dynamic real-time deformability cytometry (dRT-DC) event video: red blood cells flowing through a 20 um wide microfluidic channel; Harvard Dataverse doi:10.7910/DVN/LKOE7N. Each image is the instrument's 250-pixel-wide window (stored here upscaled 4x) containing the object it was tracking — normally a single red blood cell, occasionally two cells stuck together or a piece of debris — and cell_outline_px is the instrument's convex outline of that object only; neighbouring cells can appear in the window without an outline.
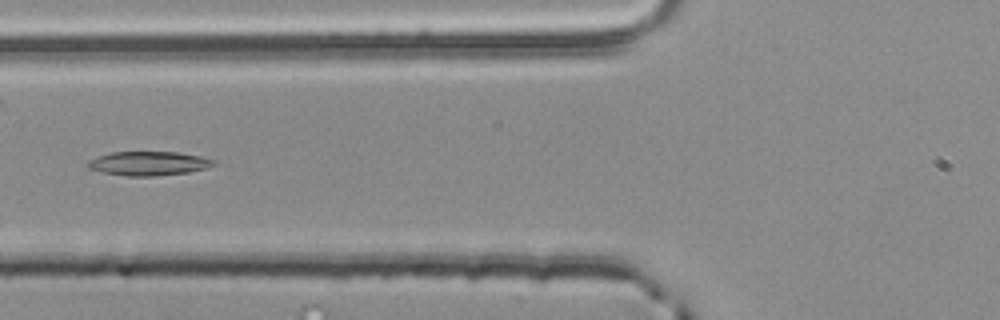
{"species": "common noctule bat (a hibernating species)", "species_latin": "Nyctalus noctula", "temperature_condition": "room temperature", "stored_images_in_passage": 39, "camera_frame_rate_fps": 3000, "um_per_image_px": 0.085, "animal": {"sex": "male", "body_mass_g": 20.4}, "frame": {"image": 1, "passage_image": 6, "time_ms": 1.667, "image_size_px": [1000, 320], "cell_outline_px": [[216, 164], [208, 168], [188, 172], [152, 176], [128, 176], [104, 172], [88, 168], [88, 160], [112, 152], [176, 152], [200, 156], [216, 160]], "centroid_in_image_um": [12.68, 13.89], "position_along_channel_um": 113.1, "area_um2": 17.46}}
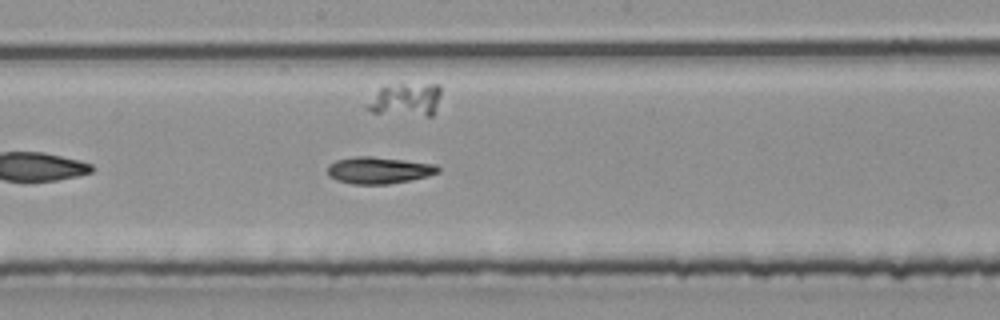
{"frame": {"image": 2, "passage_image": 14, "time_ms": 4.333, "image_size_px": [1000, 320], "cell_outline_px": [[440, 172], [428, 176], [388, 184], [352, 184], [336, 180], [328, 176], [328, 164], [336, 160], [356, 156], [372, 156], [436, 164], [440, 168]], "centroid_in_image_um": [32.18, 14.47], "position_along_channel_um": 216.0, "area_um2": 17.28}}
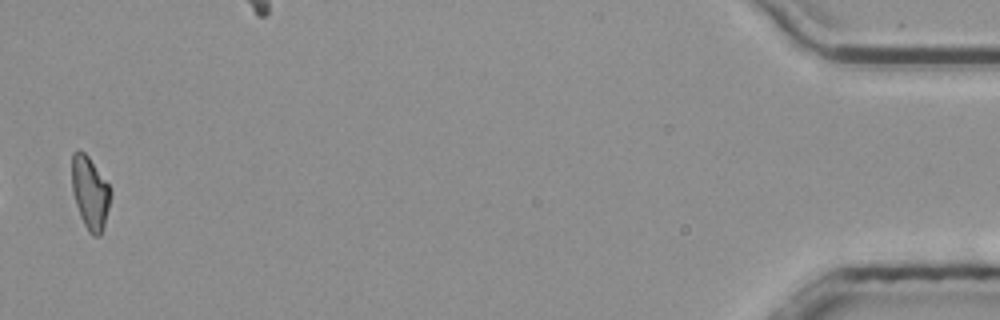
{"frame": {"image": 3, "passage_image": 38, "time_ms": 12.333, "image_size_px": [1000, 320], "cell_outline_px": [[112, 196], [104, 224], [100, 236], [92, 236], [88, 232], [80, 216], [72, 192], [72, 152], [76, 148], [80, 148], [88, 156], [108, 184], [112, 192]], "centroid_in_image_um": [7.64, 16.37], "position_along_channel_um": 427.6, "area_um2": 16.53}, "authors_computed_cell_mechanics": {"area_um2": 16.8776, "velocity_mm_per_s": 3.8571, "shape_relaxation_time_tau1_ms": 10.384, "shape_relaxation_time_tau2_ms": 6.2215, "deformation_change_tau1": 0.2222, "deformation_change_tau2": 0.1452}}